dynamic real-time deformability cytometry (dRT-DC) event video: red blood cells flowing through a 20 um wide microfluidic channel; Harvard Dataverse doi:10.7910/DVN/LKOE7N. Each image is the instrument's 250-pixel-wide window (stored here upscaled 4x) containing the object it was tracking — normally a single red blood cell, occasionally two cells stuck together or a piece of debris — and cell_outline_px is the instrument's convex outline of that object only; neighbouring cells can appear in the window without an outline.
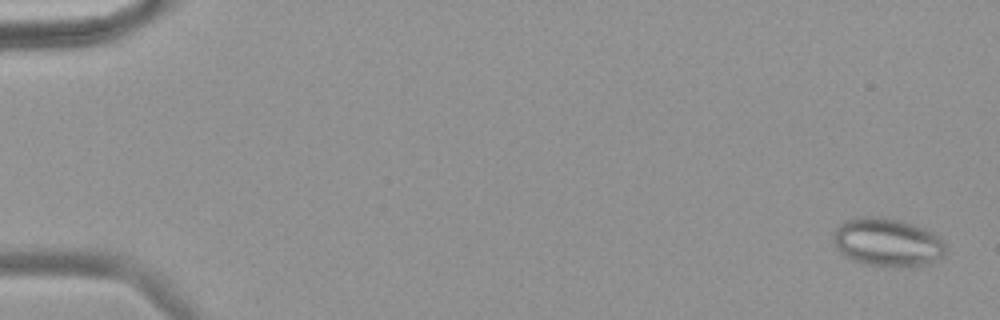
{"species": "common noctule bat (a hibernating species)", "species_latin": "Nyctalus noctula", "temperature_condition": "warm", "stored_images_in_passage": 58, "camera_frame_rate_fps": 3000, "um_per_image_px": 0.085, "animal": {"sex": "female", "body_mass_g": 18.4}, "frame": {"image": 1, "passage_image": 2, "time_ms": 0.333, "image_size_px": [1000, 320], "cell_outline_px": [[948, 252], [944, 256], [928, 264], [912, 268], [884, 268], [864, 264], [852, 260], [844, 256], [840, 252], [832, 240], [832, 236], [836, 228], [844, 220], [860, 216], [880, 216], [912, 224], [924, 228], [940, 236], [944, 240]], "centroid_in_image_um": [75.45, 20.63], "position_along_channel_um": 9.5, "area_um2": 32.66}}
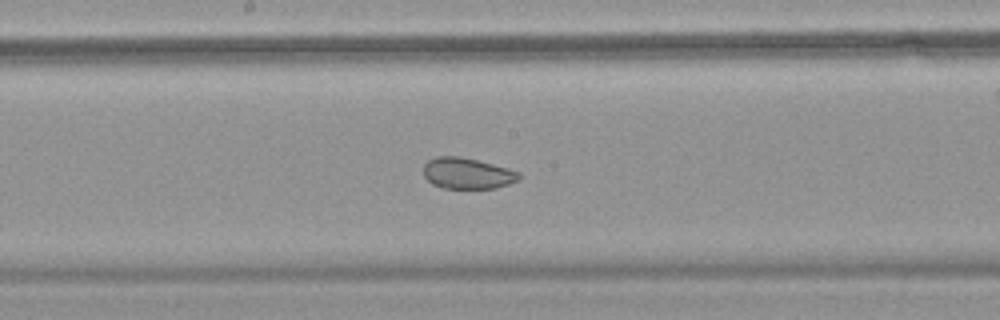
{"frame": {"image": 2, "passage_image": 32, "time_ms": 10.333, "image_size_px": [1000, 320], "cell_outline_px": [[520, 180], [496, 188], [440, 188], [432, 184], [424, 176], [424, 164], [428, 160], [436, 156], [460, 156], [508, 168], [520, 172]], "centroid_in_image_um": [39.71, 14.73], "position_along_channel_um": 208.5, "area_um2": 17.34}}
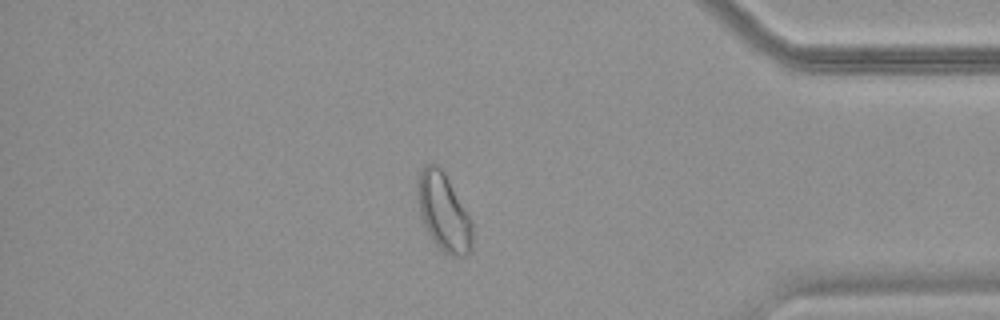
{"frame": {"image": 3, "passage_image": 50, "time_ms": 16.333, "image_size_px": [1000, 320], "cell_outline_px": [[472, 248], [464, 256], [452, 256], [444, 252], [436, 244], [428, 232], [424, 224], [420, 212], [420, 172], [424, 164], [436, 164], [444, 172], [472, 220]], "centroid_in_image_um": [37.76, 18.07], "position_along_channel_um": 397.4, "area_um2": 23.99}, "authors_computed_cell_mechanics": {"area_um2": 24.5361, "velocity_mm_per_s": 3.5667, "shape_relaxation_time_tau1_ms": null, "shape_relaxation_time_tau2_ms": 1.8041, "deformation_change_tau1": null, "deformation_change_tau2": 0.0653}}